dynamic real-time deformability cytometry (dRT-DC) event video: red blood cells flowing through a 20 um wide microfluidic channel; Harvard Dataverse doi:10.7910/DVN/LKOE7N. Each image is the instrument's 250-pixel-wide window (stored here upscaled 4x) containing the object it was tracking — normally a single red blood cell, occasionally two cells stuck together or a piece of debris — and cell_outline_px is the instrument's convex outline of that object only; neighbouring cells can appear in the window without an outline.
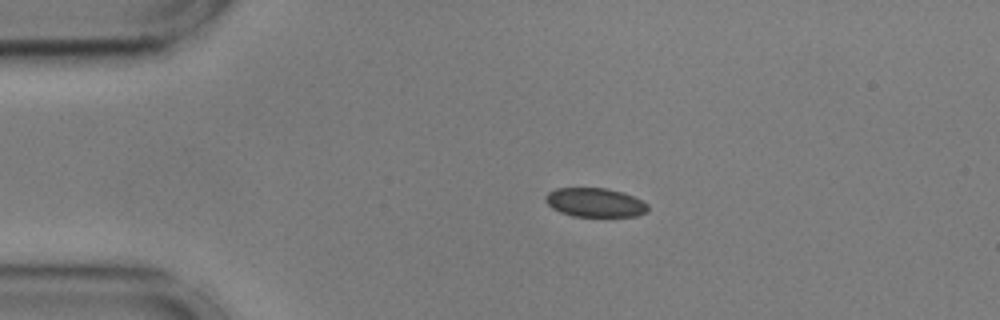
{"species": "common noctule bat (a hibernating species)", "species_latin": "Nyctalus noctula", "temperature_condition": "cold", "stored_images_in_passage": 45, "camera_frame_rate_fps": 3000, "um_per_image_px": 0.085, "animal": {"sex": "male", "body_mass_g": 17.9, "forearm_length_mm": 54.2}, "frame": {"image": 1, "passage_image": 1, "time_ms": 0.0, "image_size_px": [1000, 320], "cell_outline_px": [[648, 212], [636, 216], [572, 216], [560, 212], [552, 208], [544, 200], [544, 196], [548, 192], [556, 188], [608, 188], [624, 192], [648, 204]], "centroid_in_image_um": [50.56, 17.21], "position_along_channel_um": 34.4, "area_um2": 17.4}}
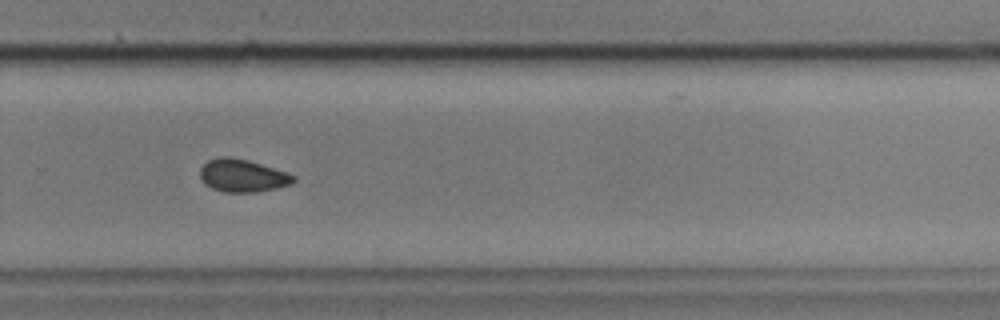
{"frame": {"image": 2, "passage_image": 27, "time_ms": 8.667, "image_size_px": [1000, 320], "cell_outline_px": [[296, 180], [292, 184], [276, 188], [256, 192], [224, 192], [212, 188], [204, 184], [200, 176], [200, 168], [208, 160], [224, 156], [228, 156], [248, 160], [288, 172], [296, 176]], "centroid_in_image_um": [20.63, 14.93], "position_along_channel_um": 309.2, "area_um2": 17.92}}
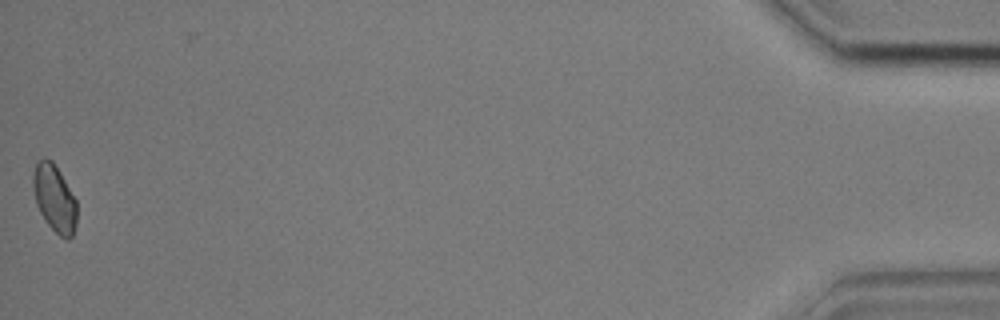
{"frame": {"image": 3, "passage_image": 45, "time_ms": 14.667, "image_size_px": [1000, 320], "cell_outline_px": [[76, 224], [72, 236], [68, 240], [60, 236], [44, 220], [36, 204], [32, 188], [32, 176], [36, 164], [44, 156], [52, 160], [60, 172], [76, 200]], "centroid_in_image_um": [4.61, 16.84], "position_along_channel_um": 430.6, "area_um2": 17.17}, "authors_computed_cell_mechanics": {"area_um2": 17.918, "velocity_mm_per_s": 3.5984, "shape_relaxation_time_tau1_ms": null, "shape_relaxation_time_tau2_ms": 3.9771, "deformation_change_tau1": null, "deformation_change_tau2": 0.0649}}